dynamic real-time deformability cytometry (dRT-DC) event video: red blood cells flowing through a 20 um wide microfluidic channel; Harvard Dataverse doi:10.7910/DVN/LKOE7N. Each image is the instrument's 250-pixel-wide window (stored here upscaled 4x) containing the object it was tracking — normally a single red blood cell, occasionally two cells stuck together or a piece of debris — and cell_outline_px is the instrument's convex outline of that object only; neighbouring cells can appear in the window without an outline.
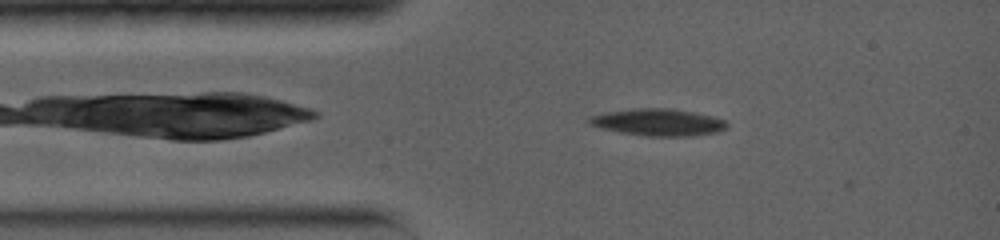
{"species": "common noctule bat (a hibernating species)", "species_latin": "Nyctalus noctula", "temperature_condition": "warm", "stored_images_in_passage": 3, "camera_frame_rate_fps": 5000, "um_per_image_px": 0.085, "animal": {"sex": "female", "body_mass_g": 19.0, "forearm_length_mm": 56.7}, "frame": {"image": 1, "passage_image": 2, "time_ms": 1.0, "image_size_px": [1000, 240], "cell_outline_px": [[728, 128], [720, 132], [696, 136], [644, 136], [620, 132], [588, 124], [588, 116], [604, 112], [632, 108], [668, 108], [696, 112], [716, 116], [724, 120], [728, 124]], "centroid_in_image_um": [56.0, 10.39], "position_along_channel_um": 29.0, "area_um2": 22.08}}